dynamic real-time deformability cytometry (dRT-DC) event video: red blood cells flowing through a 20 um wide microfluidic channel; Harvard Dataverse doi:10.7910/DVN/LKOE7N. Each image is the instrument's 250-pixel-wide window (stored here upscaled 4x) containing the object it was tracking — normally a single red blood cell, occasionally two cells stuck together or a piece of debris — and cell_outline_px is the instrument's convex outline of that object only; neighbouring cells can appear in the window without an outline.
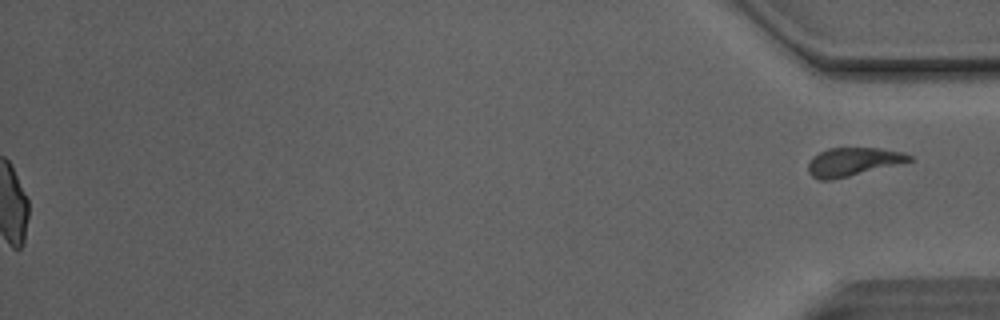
{"species": "Egyptian fruit bat (a non-hibernating species)", "species_latin": "Rousettus aegyptiacus", "temperature_condition": "room temperature", "stored_images_in_passage": 49, "segment_of_instrument_passage": [2, 2], "camera_frame_rate_fps": 3000, "um_per_image_px": 0.085, "animal": {"sex": "male"}, "frame": {"image": 1, "passage_image": 49, "time_ms": 16.0, "image_size_px": [1000, 320], "cell_outline_px": [[916, 160], [832, 180], [816, 180], [808, 172], [808, 164], [812, 156], [828, 148], [880, 148], [904, 152], [912, 156]], "centroid_in_image_um": [72.51, 13.75], "position_along_channel_um": 362.7, "area_um2": 16.88}}